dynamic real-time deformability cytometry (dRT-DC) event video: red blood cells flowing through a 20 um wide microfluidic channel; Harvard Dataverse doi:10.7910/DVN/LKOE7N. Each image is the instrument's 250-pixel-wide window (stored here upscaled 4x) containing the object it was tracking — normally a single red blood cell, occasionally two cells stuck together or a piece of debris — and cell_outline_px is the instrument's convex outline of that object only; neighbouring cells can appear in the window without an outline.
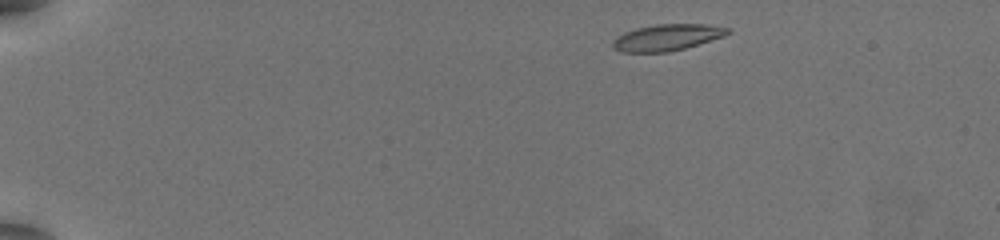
{"species": "common noctule bat (a hibernating species)", "species_latin": "Nyctalus noctula", "temperature_condition": "warm", "stored_images_in_passage": 48, "camera_frame_rate_fps": 3000, "um_per_image_px": 0.085, "animal": {"sex": "female", "body_mass_g": 19.5, "forearm_length_mm": 54.1}, "frame": {"image": 1, "passage_image": 2, "time_ms": 0.333, "image_size_px": [1000, 240], "cell_outline_px": [[732, 32], [724, 36], [684, 48], [668, 52], [620, 52], [612, 48], [612, 40], [616, 36], [624, 32], [636, 28], [656, 24], [704, 24], [732, 28]], "centroid_in_image_um": [56.67, 3.18], "position_along_channel_um": 28.3, "area_um2": 17.8}}
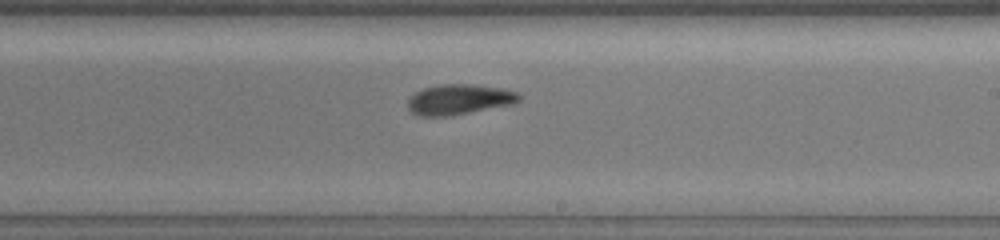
{"frame": {"image": 2, "passage_image": 28, "time_ms": 9.0, "image_size_px": [1000, 240], "cell_outline_px": [[520, 100], [512, 104], [448, 116], [416, 116], [408, 108], [408, 100], [416, 92], [424, 88], [440, 84], [472, 84], [500, 88], [516, 92], [520, 96]], "centroid_in_image_um": [39.0, 8.45], "position_along_channel_um": 250.0, "area_um2": 19.42}}
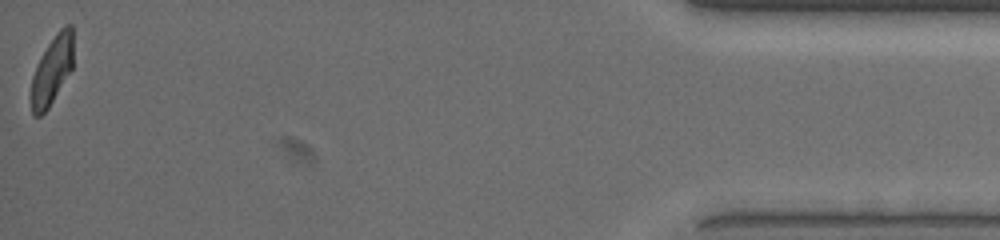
{"frame": {"image": 3, "passage_image": 48, "time_ms": 15.667, "image_size_px": [1000, 240], "cell_outline_px": [[72, 68], [48, 108], [40, 116], [32, 116], [32, 76], [36, 64], [48, 44], [56, 32], [64, 24], [72, 24]], "centroid_in_image_um": [4.42, 5.93], "position_along_channel_um": 430.8, "area_um2": 16.53}, "authors_computed_cell_mechanics": {"area_um2": 18.3226, "velocity_mm_per_s": 3.8682, "shape_relaxation_time_tau1_ms": 2.1649, "shape_relaxation_time_tau2_ms": 3.2712, "deformation_change_tau1": 0.1311, "deformation_change_tau2": 0.0783}}